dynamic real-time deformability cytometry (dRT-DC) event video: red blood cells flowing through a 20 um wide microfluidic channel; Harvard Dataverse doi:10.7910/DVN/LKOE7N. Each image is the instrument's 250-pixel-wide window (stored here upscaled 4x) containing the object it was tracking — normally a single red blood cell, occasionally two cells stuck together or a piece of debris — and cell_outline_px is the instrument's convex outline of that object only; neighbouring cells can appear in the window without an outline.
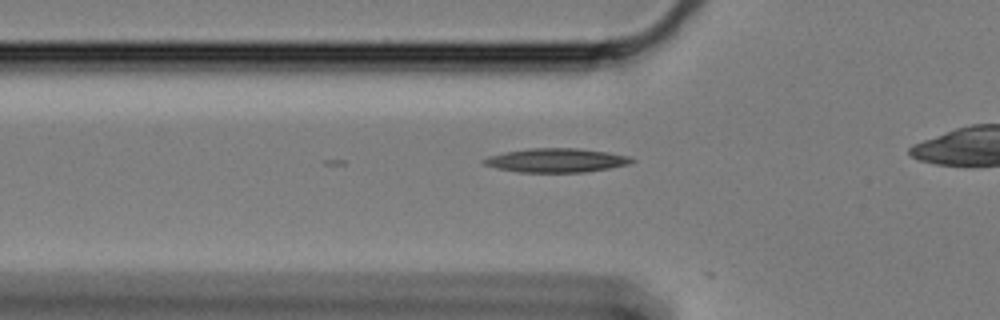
{"species": "Egyptian fruit bat (a non-hibernating species)", "species_latin": "Rousettus aegyptiacus", "temperature_condition": "cold", "stored_images_in_passage": 10, "camera_frame_rate_fps": 3000, "um_per_image_px": 0.085, "animal": {"sex": "female"}, "frame": {"image": 1, "passage_image": 8, "time_ms": 2.333, "image_size_px": [1000, 320], "cell_outline_px": [[636, 160], [628, 164], [608, 168], [584, 172], [520, 172], [496, 168], [484, 164], [480, 160], [488, 156], [504, 152], [528, 148], [576, 148], [608, 152], [628, 156]], "centroid_in_image_um": [47.24, 13.62], "position_along_channel_um": 78.6, "area_um2": 20.58}}